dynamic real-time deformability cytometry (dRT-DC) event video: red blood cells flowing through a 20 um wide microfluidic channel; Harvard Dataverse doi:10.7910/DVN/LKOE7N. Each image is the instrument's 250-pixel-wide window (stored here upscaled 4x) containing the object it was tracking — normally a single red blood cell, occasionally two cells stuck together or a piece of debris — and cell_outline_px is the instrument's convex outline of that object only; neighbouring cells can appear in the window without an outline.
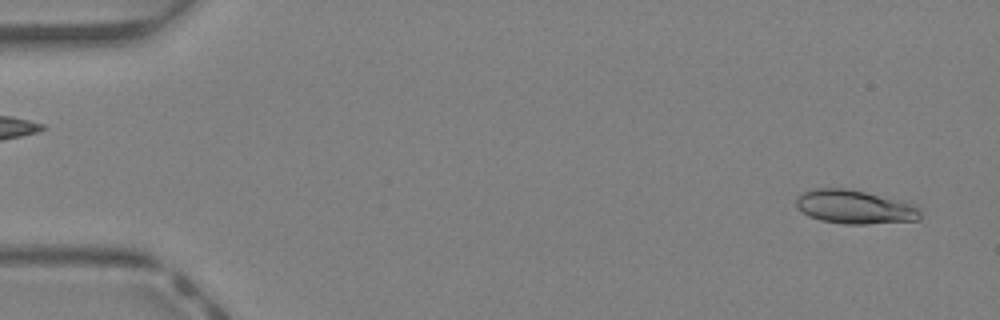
{"species": "Egyptian fruit bat (a non-hibernating species)", "species_latin": "Rousettus aegyptiacus", "temperature_condition": "warm", "stored_images_in_passage": 10, "camera_frame_rate_fps": 3000, "um_per_image_px": 0.085, "animal": {"sex": "female"}, "frame": {"image": 1, "passage_image": 2, "time_ms": 0.333, "image_size_px": [1000, 320], "cell_outline_px": [[920, 220], [868, 224], [844, 224], [820, 220], [808, 216], [796, 208], [796, 200], [804, 192], [812, 188], [844, 188], [864, 192], [900, 200], [916, 204], [920, 208]], "centroid_in_image_um": [72.66, 17.6], "position_along_channel_um": 12.3, "area_um2": 24.51}}